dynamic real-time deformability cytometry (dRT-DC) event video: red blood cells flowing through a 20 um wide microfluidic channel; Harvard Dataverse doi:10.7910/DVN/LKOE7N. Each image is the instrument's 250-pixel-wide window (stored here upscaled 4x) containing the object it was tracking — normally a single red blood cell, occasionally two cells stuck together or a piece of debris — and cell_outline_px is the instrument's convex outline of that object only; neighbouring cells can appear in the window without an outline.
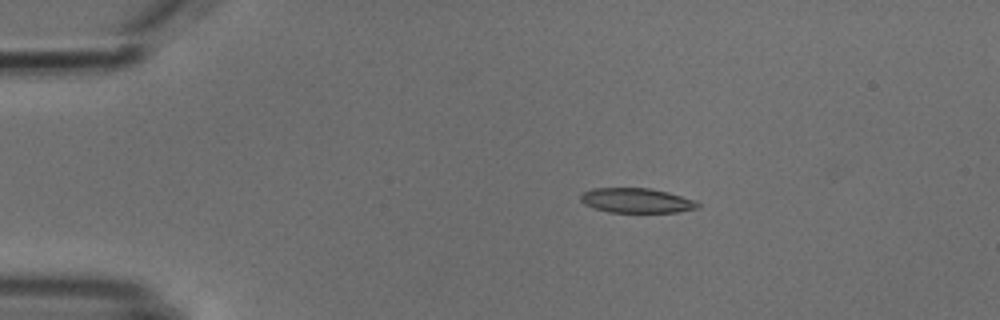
{"species": "common noctule bat (a hibernating species)", "species_latin": "Nyctalus noctula", "temperature_condition": "cold", "stored_images_in_passage": 3, "camera_frame_rate_fps": 3000, "um_per_image_px": 0.085, "animal": {"sex": "male", "body_mass_g": 18.8}, "frame": {"image": 1, "passage_image": 2, "time_ms": 1.333, "image_size_px": [1000, 320], "cell_outline_px": [[700, 204], [696, 208], [680, 212], [608, 212], [584, 204], [580, 200], [580, 196], [584, 192], [592, 188], [648, 188], [668, 192], [696, 200]], "centroid_in_image_um": [54.11, 17.04], "position_along_channel_um": 30.9, "area_um2": 16.82}}